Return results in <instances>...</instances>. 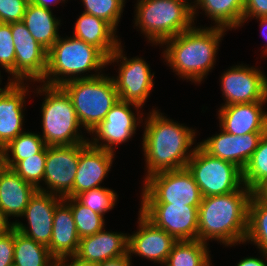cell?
I'll use <instances>...</instances> for the list:
<instances>
[{
  "mask_svg": "<svg viewBox=\"0 0 267 266\" xmlns=\"http://www.w3.org/2000/svg\"><path fill=\"white\" fill-rule=\"evenodd\" d=\"M145 121L142 148L147 174L144 180L159 172L186 168L196 147L191 148L196 131L174 122L157 109L149 112Z\"/></svg>",
  "mask_w": 267,
  "mask_h": 266,
  "instance_id": "obj_1",
  "label": "cell"
},
{
  "mask_svg": "<svg viewBox=\"0 0 267 266\" xmlns=\"http://www.w3.org/2000/svg\"><path fill=\"white\" fill-rule=\"evenodd\" d=\"M253 192L245 185L224 195L202 197L198 207V240L225 246L243 244L248 226V206Z\"/></svg>",
  "mask_w": 267,
  "mask_h": 266,
  "instance_id": "obj_2",
  "label": "cell"
},
{
  "mask_svg": "<svg viewBox=\"0 0 267 266\" xmlns=\"http://www.w3.org/2000/svg\"><path fill=\"white\" fill-rule=\"evenodd\" d=\"M227 29L196 27L165 40L163 57L173 72L192 83H201L216 63V53ZM222 38V39H221Z\"/></svg>",
  "mask_w": 267,
  "mask_h": 266,
  "instance_id": "obj_3",
  "label": "cell"
},
{
  "mask_svg": "<svg viewBox=\"0 0 267 266\" xmlns=\"http://www.w3.org/2000/svg\"><path fill=\"white\" fill-rule=\"evenodd\" d=\"M107 61L108 58L98 48L83 40L60 36L48 50L47 70L41 83L61 86L71 80L96 77L101 75ZM91 70L96 73L87 75L86 72ZM82 73H86L85 76Z\"/></svg>",
  "mask_w": 267,
  "mask_h": 266,
  "instance_id": "obj_4",
  "label": "cell"
},
{
  "mask_svg": "<svg viewBox=\"0 0 267 266\" xmlns=\"http://www.w3.org/2000/svg\"><path fill=\"white\" fill-rule=\"evenodd\" d=\"M135 6V27L153 45H161L194 25L193 7L183 0H137Z\"/></svg>",
  "mask_w": 267,
  "mask_h": 266,
  "instance_id": "obj_5",
  "label": "cell"
},
{
  "mask_svg": "<svg viewBox=\"0 0 267 266\" xmlns=\"http://www.w3.org/2000/svg\"><path fill=\"white\" fill-rule=\"evenodd\" d=\"M41 85L36 93L45 95L41 105L43 135L40 136L46 146L88 143L89 139L79 132L82 126L68 94L60 86Z\"/></svg>",
  "mask_w": 267,
  "mask_h": 266,
  "instance_id": "obj_6",
  "label": "cell"
},
{
  "mask_svg": "<svg viewBox=\"0 0 267 266\" xmlns=\"http://www.w3.org/2000/svg\"><path fill=\"white\" fill-rule=\"evenodd\" d=\"M70 97L78 121L87 133L102 122L119 101L112 77L101 75L68 81L60 86Z\"/></svg>",
  "mask_w": 267,
  "mask_h": 266,
  "instance_id": "obj_7",
  "label": "cell"
},
{
  "mask_svg": "<svg viewBox=\"0 0 267 266\" xmlns=\"http://www.w3.org/2000/svg\"><path fill=\"white\" fill-rule=\"evenodd\" d=\"M186 168L199 186L202 197L228 194L244 186L242 170L238 166L210 155L198 143Z\"/></svg>",
  "mask_w": 267,
  "mask_h": 266,
  "instance_id": "obj_8",
  "label": "cell"
},
{
  "mask_svg": "<svg viewBox=\"0 0 267 266\" xmlns=\"http://www.w3.org/2000/svg\"><path fill=\"white\" fill-rule=\"evenodd\" d=\"M143 182L140 204H201L199 186L187 168L159 172Z\"/></svg>",
  "mask_w": 267,
  "mask_h": 266,
  "instance_id": "obj_9",
  "label": "cell"
},
{
  "mask_svg": "<svg viewBox=\"0 0 267 266\" xmlns=\"http://www.w3.org/2000/svg\"><path fill=\"white\" fill-rule=\"evenodd\" d=\"M122 47L121 44L117 47L108 58L107 65L121 62L117 72L118 76L112 77L119 100L142 107L153 89L154 72L151 73L149 65L141 57L127 59V56L123 54Z\"/></svg>",
  "mask_w": 267,
  "mask_h": 266,
  "instance_id": "obj_10",
  "label": "cell"
},
{
  "mask_svg": "<svg viewBox=\"0 0 267 266\" xmlns=\"http://www.w3.org/2000/svg\"><path fill=\"white\" fill-rule=\"evenodd\" d=\"M133 108L137 115H134ZM140 108L142 107L137 104L119 100L106 114L105 119L89 133L93 135V141L88 140V143L93 147L115 152L117 145L128 142L136 134L137 126L143 121Z\"/></svg>",
  "mask_w": 267,
  "mask_h": 266,
  "instance_id": "obj_11",
  "label": "cell"
},
{
  "mask_svg": "<svg viewBox=\"0 0 267 266\" xmlns=\"http://www.w3.org/2000/svg\"><path fill=\"white\" fill-rule=\"evenodd\" d=\"M86 144L47 146L43 178L47 188L37 189L65 198L73 189L79 163V153Z\"/></svg>",
  "mask_w": 267,
  "mask_h": 266,
  "instance_id": "obj_12",
  "label": "cell"
},
{
  "mask_svg": "<svg viewBox=\"0 0 267 266\" xmlns=\"http://www.w3.org/2000/svg\"><path fill=\"white\" fill-rule=\"evenodd\" d=\"M198 207L184 204H141L139 211L177 241L198 239Z\"/></svg>",
  "mask_w": 267,
  "mask_h": 266,
  "instance_id": "obj_13",
  "label": "cell"
},
{
  "mask_svg": "<svg viewBox=\"0 0 267 266\" xmlns=\"http://www.w3.org/2000/svg\"><path fill=\"white\" fill-rule=\"evenodd\" d=\"M236 65L221 76L222 106L267 101V77L259 68Z\"/></svg>",
  "mask_w": 267,
  "mask_h": 266,
  "instance_id": "obj_14",
  "label": "cell"
},
{
  "mask_svg": "<svg viewBox=\"0 0 267 266\" xmlns=\"http://www.w3.org/2000/svg\"><path fill=\"white\" fill-rule=\"evenodd\" d=\"M15 45V82L40 83L47 70L48 51L31 35L22 22L11 23Z\"/></svg>",
  "mask_w": 267,
  "mask_h": 266,
  "instance_id": "obj_15",
  "label": "cell"
},
{
  "mask_svg": "<svg viewBox=\"0 0 267 266\" xmlns=\"http://www.w3.org/2000/svg\"><path fill=\"white\" fill-rule=\"evenodd\" d=\"M62 201L63 198L57 195L37 190L20 216L27 219L28 227L17 220L13 222V227L37 243L48 247L52 236L54 211Z\"/></svg>",
  "mask_w": 267,
  "mask_h": 266,
  "instance_id": "obj_16",
  "label": "cell"
},
{
  "mask_svg": "<svg viewBox=\"0 0 267 266\" xmlns=\"http://www.w3.org/2000/svg\"><path fill=\"white\" fill-rule=\"evenodd\" d=\"M138 216V230L128 234L129 256L136 254L163 266L177 240L156 227L140 211Z\"/></svg>",
  "mask_w": 267,
  "mask_h": 266,
  "instance_id": "obj_17",
  "label": "cell"
},
{
  "mask_svg": "<svg viewBox=\"0 0 267 266\" xmlns=\"http://www.w3.org/2000/svg\"><path fill=\"white\" fill-rule=\"evenodd\" d=\"M208 137L199 145L210 155L231 162L244 169L250 157L257 149L264 133H248L245 135H232L224 130Z\"/></svg>",
  "mask_w": 267,
  "mask_h": 266,
  "instance_id": "obj_18",
  "label": "cell"
},
{
  "mask_svg": "<svg viewBox=\"0 0 267 266\" xmlns=\"http://www.w3.org/2000/svg\"><path fill=\"white\" fill-rule=\"evenodd\" d=\"M267 101L235 103L220 106L219 127L232 135L267 132V112L263 105Z\"/></svg>",
  "mask_w": 267,
  "mask_h": 266,
  "instance_id": "obj_19",
  "label": "cell"
},
{
  "mask_svg": "<svg viewBox=\"0 0 267 266\" xmlns=\"http://www.w3.org/2000/svg\"><path fill=\"white\" fill-rule=\"evenodd\" d=\"M114 152L96 148L87 143L79 153V163L72 191L65 197H76L79 193L101 187L109 173Z\"/></svg>",
  "mask_w": 267,
  "mask_h": 266,
  "instance_id": "obj_20",
  "label": "cell"
},
{
  "mask_svg": "<svg viewBox=\"0 0 267 266\" xmlns=\"http://www.w3.org/2000/svg\"><path fill=\"white\" fill-rule=\"evenodd\" d=\"M28 88L26 83L18 82H8L0 88V147H5L24 131L23 107Z\"/></svg>",
  "mask_w": 267,
  "mask_h": 266,
  "instance_id": "obj_21",
  "label": "cell"
},
{
  "mask_svg": "<svg viewBox=\"0 0 267 266\" xmlns=\"http://www.w3.org/2000/svg\"><path fill=\"white\" fill-rule=\"evenodd\" d=\"M128 253V234L103 230L83 237L75 256L84 262L101 263Z\"/></svg>",
  "mask_w": 267,
  "mask_h": 266,
  "instance_id": "obj_22",
  "label": "cell"
},
{
  "mask_svg": "<svg viewBox=\"0 0 267 266\" xmlns=\"http://www.w3.org/2000/svg\"><path fill=\"white\" fill-rule=\"evenodd\" d=\"M73 37L98 48L109 58L121 44L116 30L105 20L82 13L74 25Z\"/></svg>",
  "mask_w": 267,
  "mask_h": 266,
  "instance_id": "obj_23",
  "label": "cell"
},
{
  "mask_svg": "<svg viewBox=\"0 0 267 266\" xmlns=\"http://www.w3.org/2000/svg\"><path fill=\"white\" fill-rule=\"evenodd\" d=\"M37 190L34 185L7 168L0 175V211L7 219L11 216L20 217Z\"/></svg>",
  "mask_w": 267,
  "mask_h": 266,
  "instance_id": "obj_24",
  "label": "cell"
},
{
  "mask_svg": "<svg viewBox=\"0 0 267 266\" xmlns=\"http://www.w3.org/2000/svg\"><path fill=\"white\" fill-rule=\"evenodd\" d=\"M79 241L71 208L62 201L54 211L52 236L48 245L49 253L55 259L75 255Z\"/></svg>",
  "mask_w": 267,
  "mask_h": 266,
  "instance_id": "obj_25",
  "label": "cell"
},
{
  "mask_svg": "<svg viewBox=\"0 0 267 266\" xmlns=\"http://www.w3.org/2000/svg\"><path fill=\"white\" fill-rule=\"evenodd\" d=\"M61 21L56 19L52 9H47L29 2L22 19L32 37L47 51L58 40Z\"/></svg>",
  "mask_w": 267,
  "mask_h": 266,
  "instance_id": "obj_26",
  "label": "cell"
},
{
  "mask_svg": "<svg viewBox=\"0 0 267 266\" xmlns=\"http://www.w3.org/2000/svg\"><path fill=\"white\" fill-rule=\"evenodd\" d=\"M199 8L215 22V27L236 30L243 24L244 0H198L193 4L194 21Z\"/></svg>",
  "mask_w": 267,
  "mask_h": 266,
  "instance_id": "obj_27",
  "label": "cell"
},
{
  "mask_svg": "<svg viewBox=\"0 0 267 266\" xmlns=\"http://www.w3.org/2000/svg\"><path fill=\"white\" fill-rule=\"evenodd\" d=\"M258 247L260 255L267 258V201L253 193L248 206V226L245 242Z\"/></svg>",
  "mask_w": 267,
  "mask_h": 266,
  "instance_id": "obj_28",
  "label": "cell"
},
{
  "mask_svg": "<svg viewBox=\"0 0 267 266\" xmlns=\"http://www.w3.org/2000/svg\"><path fill=\"white\" fill-rule=\"evenodd\" d=\"M14 266H56L48 247L37 243L15 229Z\"/></svg>",
  "mask_w": 267,
  "mask_h": 266,
  "instance_id": "obj_29",
  "label": "cell"
},
{
  "mask_svg": "<svg viewBox=\"0 0 267 266\" xmlns=\"http://www.w3.org/2000/svg\"><path fill=\"white\" fill-rule=\"evenodd\" d=\"M208 244L196 240L177 241L164 266H211Z\"/></svg>",
  "mask_w": 267,
  "mask_h": 266,
  "instance_id": "obj_30",
  "label": "cell"
},
{
  "mask_svg": "<svg viewBox=\"0 0 267 266\" xmlns=\"http://www.w3.org/2000/svg\"><path fill=\"white\" fill-rule=\"evenodd\" d=\"M243 184L253 193L267 187V132L242 170Z\"/></svg>",
  "mask_w": 267,
  "mask_h": 266,
  "instance_id": "obj_31",
  "label": "cell"
},
{
  "mask_svg": "<svg viewBox=\"0 0 267 266\" xmlns=\"http://www.w3.org/2000/svg\"><path fill=\"white\" fill-rule=\"evenodd\" d=\"M45 146L40 133L22 132L4 147L7 168L39 153Z\"/></svg>",
  "mask_w": 267,
  "mask_h": 266,
  "instance_id": "obj_32",
  "label": "cell"
},
{
  "mask_svg": "<svg viewBox=\"0 0 267 266\" xmlns=\"http://www.w3.org/2000/svg\"><path fill=\"white\" fill-rule=\"evenodd\" d=\"M63 201L71 208L80 239L104 229V216L81 204L75 197L63 198Z\"/></svg>",
  "mask_w": 267,
  "mask_h": 266,
  "instance_id": "obj_33",
  "label": "cell"
},
{
  "mask_svg": "<svg viewBox=\"0 0 267 266\" xmlns=\"http://www.w3.org/2000/svg\"><path fill=\"white\" fill-rule=\"evenodd\" d=\"M46 157L47 146L39 153L17 162L11 169L26 182L31 183L36 188H42L40 183L44 178Z\"/></svg>",
  "mask_w": 267,
  "mask_h": 266,
  "instance_id": "obj_34",
  "label": "cell"
},
{
  "mask_svg": "<svg viewBox=\"0 0 267 266\" xmlns=\"http://www.w3.org/2000/svg\"><path fill=\"white\" fill-rule=\"evenodd\" d=\"M84 13L99 17L117 30L125 0H82Z\"/></svg>",
  "mask_w": 267,
  "mask_h": 266,
  "instance_id": "obj_35",
  "label": "cell"
},
{
  "mask_svg": "<svg viewBox=\"0 0 267 266\" xmlns=\"http://www.w3.org/2000/svg\"><path fill=\"white\" fill-rule=\"evenodd\" d=\"M117 196L113 190L101 186L79 193L75 198L92 211L104 216L108 210L114 208Z\"/></svg>",
  "mask_w": 267,
  "mask_h": 266,
  "instance_id": "obj_36",
  "label": "cell"
},
{
  "mask_svg": "<svg viewBox=\"0 0 267 266\" xmlns=\"http://www.w3.org/2000/svg\"><path fill=\"white\" fill-rule=\"evenodd\" d=\"M0 66L12 75V79L8 76L9 82H15V45L11 23H0Z\"/></svg>",
  "mask_w": 267,
  "mask_h": 266,
  "instance_id": "obj_37",
  "label": "cell"
},
{
  "mask_svg": "<svg viewBox=\"0 0 267 266\" xmlns=\"http://www.w3.org/2000/svg\"><path fill=\"white\" fill-rule=\"evenodd\" d=\"M30 0H0V23L22 22Z\"/></svg>",
  "mask_w": 267,
  "mask_h": 266,
  "instance_id": "obj_38",
  "label": "cell"
},
{
  "mask_svg": "<svg viewBox=\"0 0 267 266\" xmlns=\"http://www.w3.org/2000/svg\"><path fill=\"white\" fill-rule=\"evenodd\" d=\"M15 228L0 236V266H13Z\"/></svg>",
  "mask_w": 267,
  "mask_h": 266,
  "instance_id": "obj_39",
  "label": "cell"
},
{
  "mask_svg": "<svg viewBox=\"0 0 267 266\" xmlns=\"http://www.w3.org/2000/svg\"><path fill=\"white\" fill-rule=\"evenodd\" d=\"M258 17H267V0H244L243 23Z\"/></svg>",
  "mask_w": 267,
  "mask_h": 266,
  "instance_id": "obj_40",
  "label": "cell"
},
{
  "mask_svg": "<svg viewBox=\"0 0 267 266\" xmlns=\"http://www.w3.org/2000/svg\"><path fill=\"white\" fill-rule=\"evenodd\" d=\"M56 266H98V264L84 262L82 260H79L75 255H72V256H64V257H60L56 259Z\"/></svg>",
  "mask_w": 267,
  "mask_h": 266,
  "instance_id": "obj_41",
  "label": "cell"
},
{
  "mask_svg": "<svg viewBox=\"0 0 267 266\" xmlns=\"http://www.w3.org/2000/svg\"><path fill=\"white\" fill-rule=\"evenodd\" d=\"M129 253L126 255H122L116 258L108 259L104 262L98 263V266H132L131 259Z\"/></svg>",
  "mask_w": 267,
  "mask_h": 266,
  "instance_id": "obj_42",
  "label": "cell"
},
{
  "mask_svg": "<svg viewBox=\"0 0 267 266\" xmlns=\"http://www.w3.org/2000/svg\"><path fill=\"white\" fill-rule=\"evenodd\" d=\"M236 266H267V263L264 261V258L257 257H246L241 259Z\"/></svg>",
  "mask_w": 267,
  "mask_h": 266,
  "instance_id": "obj_43",
  "label": "cell"
},
{
  "mask_svg": "<svg viewBox=\"0 0 267 266\" xmlns=\"http://www.w3.org/2000/svg\"><path fill=\"white\" fill-rule=\"evenodd\" d=\"M13 228V222H9L8 219L0 211V236L7 233Z\"/></svg>",
  "mask_w": 267,
  "mask_h": 266,
  "instance_id": "obj_44",
  "label": "cell"
},
{
  "mask_svg": "<svg viewBox=\"0 0 267 266\" xmlns=\"http://www.w3.org/2000/svg\"><path fill=\"white\" fill-rule=\"evenodd\" d=\"M59 1L62 3L66 0H30L31 3H33L34 5L40 6V7H44L47 9H51L52 4H57L59 3Z\"/></svg>",
  "mask_w": 267,
  "mask_h": 266,
  "instance_id": "obj_45",
  "label": "cell"
},
{
  "mask_svg": "<svg viewBox=\"0 0 267 266\" xmlns=\"http://www.w3.org/2000/svg\"><path fill=\"white\" fill-rule=\"evenodd\" d=\"M255 19L260 21V25L259 26L262 29V30H260L261 34L264 36V38L267 39V33H266L267 31L264 32V29L265 30L267 29V17H258V18H255ZM262 52H264L263 54H265L267 56V44H266V47L264 48V50Z\"/></svg>",
  "mask_w": 267,
  "mask_h": 266,
  "instance_id": "obj_46",
  "label": "cell"
},
{
  "mask_svg": "<svg viewBox=\"0 0 267 266\" xmlns=\"http://www.w3.org/2000/svg\"><path fill=\"white\" fill-rule=\"evenodd\" d=\"M7 169L4 147H0V175Z\"/></svg>",
  "mask_w": 267,
  "mask_h": 266,
  "instance_id": "obj_47",
  "label": "cell"
},
{
  "mask_svg": "<svg viewBox=\"0 0 267 266\" xmlns=\"http://www.w3.org/2000/svg\"><path fill=\"white\" fill-rule=\"evenodd\" d=\"M259 194L267 201V187L262 189Z\"/></svg>",
  "mask_w": 267,
  "mask_h": 266,
  "instance_id": "obj_48",
  "label": "cell"
},
{
  "mask_svg": "<svg viewBox=\"0 0 267 266\" xmlns=\"http://www.w3.org/2000/svg\"><path fill=\"white\" fill-rule=\"evenodd\" d=\"M183 1L188 2V0H183ZM197 2H198V0H194V2H191L190 5L193 7V4L192 3H195L196 4Z\"/></svg>",
  "mask_w": 267,
  "mask_h": 266,
  "instance_id": "obj_49",
  "label": "cell"
}]
</instances>
